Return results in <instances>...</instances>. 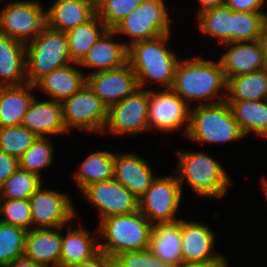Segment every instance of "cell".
<instances>
[{
    "label": "cell",
    "instance_id": "1",
    "mask_svg": "<svg viewBox=\"0 0 267 267\" xmlns=\"http://www.w3.org/2000/svg\"><path fill=\"white\" fill-rule=\"evenodd\" d=\"M217 61L204 59L201 56H193L184 61L180 59L170 89L188 105L195 101L199 102L197 105L224 101L227 80L220 61ZM219 93L222 96L218 95Z\"/></svg>",
    "mask_w": 267,
    "mask_h": 267
},
{
    "label": "cell",
    "instance_id": "2",
    "mask_svg": "<svg viewBox=\"0 0 267 267\" xmlns=\"http://www.w3.org/2000/svg\"><path fill=\"white\" fill-rule=\"evenodd\" d=\"M170 36L171 34H164L128 46V63L140 88L146 89V83L153 82L160 84L164 89L171 88L180 59L167 46L168 40H171Z\"/></svg>",
    "mask_w": 267,
    "mask_h": 267
},
{
    "label": "cell",
    "instance_id": "3",
    "mask_svg": "<svg viewBox=\"0 0 267 267\" xmlns=\"http://www.w3.org/2000/svg\"><path fill=\"white\" fill-rule=\"evenodd\" d=\"M177 178L183 191L187 181L195 194L204 198H222L231 186L224 166L202 151H178ZM179 172V173H178Z\"/></svg>",
    "mask_w": 267,
    "mask_h": 267
},
{
    "label": "cell",
    "instance_id": "4",
    "mask_svg": "<svg viewBox=\"0 0 267 267\" xmlns=\"http://www.w3.org/2000/svg\"><path fill=\"white\" fill-rule=\"evenodd\" d=\"M97 233L104 243L99 249L109 258L125 252L150 248L153 224L139 210L123 215H115L100 220Z\"/></svg>",
    "mask_w": 267,
    "mask_h": 267
},
{
    "label": "cell",
    "instance_id": "5",
    "mask_svg": "<svg viewBox=\"0 0 267 267\" xmlns=\"http://www.w3.org/2000/svg\"><path fill=\"white\" fill-rule=\"evenodd\" d=\"M185 136L200 144H220L244 138L226 100L190 109Z\"/></svg>",
    "mask_w": 267,
    "mask_h": 267
},
{
    "label": "cell",
    "instance_id": "6",
    "mask_svg": "<svg viewBox=\"0 0 267 267\" xmlns=\"http://www.w3.org/2000/svg\"><path fill=\"white\" fill-rule=\"evenodd\" d=\"M71 63L73 61L66 32L46 26L32 41L25 44L26 79L32 85L53 70Z\"/></svg>",
    "mask_w": 267,
    "mask_h": 267
},
{
    "label": "cell",
    "instance_id": "7",
    "mask_svg": "<svg viewBox=\"0 0 267 267\" xmlns=\"http://www.w3.org/2000/svg\"><path fill=\"white\" fill-rule=\"evenodd\" d=\"M164 0H144L113 30L118 36L129 37L128 46L141 40L154 39L171 34L170 23Z\"/></svg>",
    "mask_w": 267,
    "mask_h": 267
},
{
    "label": "cell",
    "instance_id": "8",
    "mask_svg": "<svg viewBox=\"0 0 267 267\" xmlns=\"http://www.w3.org/2000/svg\"><path fill=\"white\" fill-rule=\"evenodd\" d=\"M182 193L177 175H157L138 199V210L153 225L175 223L180 220V217L178 219L175 215L182 201Z\"/></svg>",
    "mask_w": 267,
    "mask_h": 267
},
{
    "label": "cell",
    "instance_id": "9",
    "mask_svg": "<svg viewBox=\"0 0 267 267\" xmlns=\"http://www.w3.org/2000/svg\"><path fill=\"white\" fill-rule=\"evenodd\" d=\"M63 122L68 133L79 129L103 134L108 118L107 106L85 84L77 93L62 102Z\"/></svg>",
    "mask_w": 267,
    "mask_h": 267
},
{
    "label": "cell",
    "instance_id": "10",
    "mask_svg": "<svg viewBox=\"0 0 267 267\" xmlns=\"http://www.w3.org/2000/svg\"><path fill=\"white\" fill-rule=\"evenodd\" d=\"M149 100L150 89L139 87L119 103L110 106L103 134L109 132L113 136H123L150 131Z\"/></svg>",
    "mask_w": 267,
    "mask_h": 267
},
{
    "label": "cell",
    "instance_id": "11",
    "mask_svg": "<svg viewBox=\"0 0 267 267\" xmlns=\"http://www.w3.org/2000/svg\"><path fill=\"white\" fill-rule=\"evenodd\" d=\"M46 27V10L38 0L8 1L0 10V33L24 44Z\"/></svg>",
    "mask_w": 267,
    "mask_h": 267
},
{
    "label": "cell",
    "instance_id": "12",
    "mask_svg": "<svg viewBox=\"0 0 267 267\" xmlns=\"http://www.w3.org/2000/svg\"><path fill=\"white\" fill-rule=\"evenodd\" d=\"M190 105L171 89L159 90L150 88L149 126L150 130L162 132H176L184 126L186 135L189 126ZM157 129V130H156Z\"/></svg>",
    "mask_w": 267,
    "mask_h": 267
},
{
    "label": "cell",
    "instance_id": "13",
    "mask_svg": "<svg viewBox=\"0 0 267 267\" xmlns=\"http://www.w3.org/2000/svg\"><path fill=\"white\" fill-rule=\"evenodd\" d=\"M42 186L29 199L32 229L61 228L73 221L77 211L69 196Z\"/></svg>",
    "mask_w": 267,
    "mask_h": 267
},
{
    "label": "cell",
    "instance_id": "14",
    "mask_svg": "<svg viewBox=\"0 0 267 267\" xmlns=\"http://www.w3.org/2000/svg\"><path fill=\"white\" fill-rule=\"evenodd\" d=\"M81 193L98 209L100 220L138 210V198L114 178L89 184Z\"/></svg>",
    "mask_w": 267,
    "mask_h": 267
},
{
    "label": "cell",
    "instance_id": "15",
    "mask_svg": "<svg viewBox=\"0 0 267 267\" xmlns=\"http://www.w3.org/2000/svg\"><path fill=\"white\" fill-rule=\"evenodd\" d=\"M86 84L109 108L139 88L129 63L122 67L86 74Z\"/></svg>",
    "mask_w": 267,
    "mask_h": 267
},
{
    "label": "cell",
    "instance_id": "16",
    "mask_svg": "<svg viewBox=\"0 0 267 267\" xmlns=\"http://www.w3.org/2000/svg\"><path fill=\"white\" fill-rule=\"evenodd\" d=\"M182 263L216 261L223 254L215 253V235L205 224L180 219Z\"/></svg>",
    "mask_w": 267,
    "mask_h": 267
},
{
    "label": "cell",
    "instance_id": "17",
    "mask_svg": "<svg viewBox=\"0 0 267 267\" xmlns=\"http://www.w3.org/2000/svg\"><path fill=\"white\" fill-rule=\"evenodd\" d=\"M227 51L219 59L226 79L267 68L260 41L226 43Z\"/></svg>",
    "mask_w": 267,
    "mask_h": 267
},
{
    "label": "cell",
    "instance_id": "18",
    "mask_svg": "<svg viewBox=\"0 0 267 267\" xmlns=\"http://www.w3.org/2000/svg\"><path fill=\"white\" fill-rule=\"evenodd\" d=\"M21 125L37 137L69 134L63 122L62 104L52 99L38 101L34 97Z\"/></svg>",
    "mask_w": 267,
    "mask_h": 267
},
{
    "label": "cell",
    "instance_id": "19",
    "mask_svg": "<svg viewBox=\"0 0 267 267\" xmlns=\"http://www.w3.org/2000/svg\"><path fill=\"white\" fill-rule=\"evenodd\" d=\"M117 33L108 29L78 63L80 67L91 68L90 73L107 71L128 63V43L115 41Z\"/></svg>",
    "mask_w": 267,
    "mask_h": 267
},
{
    "label": "cell",
    "instance_id": "20",
    "mask_svg": "<svg viewBox=\"0 0 267 267\" xmlns=\"http://www.w3.org/2000/svg\"><path fill=\"white\" fill-rule=\"evenodd\" d=\"M148 162L136 153L115 154L114 179L138 199L157 177Z\"/></svg>",
    "mask_w": 267,
    "mask_h": 267
},
{
    "label": "cell",
    "instance_id": "21",
    "mask_svg": "<svg viewBox=\"0 0 267 267\" xmlns=\"http://www.w3.org/2000/svg\"><path fill=\"white\" fill-rule=\"evenodd\" d=\"M62 228L27 231L24 256L45 267H60Z\"/></svg>",
    "mask_w": 267,
    "mask_h": 267
},
{
    "label": "cell",
    "instance_id": "22",
    "mask_svg": "<svg viewBox=\"0 0 267 267\" xmlns=\"http://www.w3.org/2000/svg\"><path fill=\"white\" fill-rule=\"evenodd\" d=\"M85 84L84 71H81L78 63L73 62L43 76L34 84V87L40 89L50 99L62 102L77 93Z\"/></svg>",
    "mask_w": 267,
    "mask_h": 267
},
{
    "label": "cell",
    "instance_id": "23",
    "mask_svg": "<svg viewBox=\"0 0 267 267\" xmlns=\"http://www.w3.org/2000/svg\"><path fill=\"white\" fill-rule=\"evenodd\" d=\"M46 10V26L67 32L91 20L97 9L87 0H55Z\"/></svg>",
    "mask_w": 267,
    "mask_h": 267
},
{
    "label": "cell",
    "instance_id": "24",
    "mask_svg": "<svg viewBox=\"0 0 267 267\" xmlns=\"http://www.w3.org/2000/svg\"><path fill=\"white\" fill-rule=\"evenodd\" d=\"M97 236L91 235L82 223L76 230L69 226L67 235L62 234L60 267H70L96 256L100 252Z\"/></svg>",
    "mask_w": 267,
    "mask_h": 267
},
{
    "label": "cell",
    "instance_id": "25",
    "mask_svg": "<svg viewBox=\"0 0 267 267\" xmlns=\"http://www.w3.org/2000/svg\"><path fill=\"white\" fill-rule=\"evenodd\" d=\"M25 83V44L0 33V86Z\"/></svg>",
    "mask_w": 267,
    "mask_h": 267
},
{
    "label": "cell",
    "instance_id": "26",
    "mask_svg": "<svg viewBox=\"0 0 267 267\" xmlns=\"http://www.w3.org/2000/svg\"><path fill=\"white\" fill-rule=\"evenodd\" d=\"M34 85L0 86V128L19 126L34 99Z\"/></svg>",
    "mask_w": 267,
    "mask_h": 267
},
{
    "label": "cell",
    "instance_id": "27",
    "mask_svg": "<svg viewBox=\"0 0 267 267\" xmlns=\"http://www.w3.org/2000/svg\"><path fill=\"white\" fill-rule=\"evenodd\" d=\"M244 137L267 138V100H226Z\"/></svg>",
    "mask_w": 267,
    "mask_h": 267
},
{
    "label": "cell",
    "instance_id": "28",
    "mask_svg": "<svg viewBox=\"0 0 267 267\" xmlns=\"http://www.w3.org/2000/svg\"><path fill=\"white\" fill-rule=\"evenodd\" d=\"M150 249L163 261L179 267L182 263L180 220L153 225Z\"/></svg>",
    "mask_w": 267,
    "mask_h": 267
},
{
    "label": "cell",
    "instance_id": "29",
    "mask_svg": "<svg viewBox=\"0 0 267 267\" xmlns=\"http://www.w3.org/2000/svg\"><path fill=\"white\" fill-rule=\"evenodd\" d=\"M115 154L109 151L92 152L79 165L74 180L78 190L82 191L89 184L114 178Z\"/></svg>",
    "mask_w": 267,
    "mask_h": 267
},
{
    "label": "cell",
    "instance_id": "30",
    "mask_svg": "<svg viewBox=\"0 0 267 267\" xmlns=\"http://www.w3.org/2000/svg\"><path fill=\"white\" fill-rule=\"evenodd\" d=\"M107 30L108 27L96 14L88 22L67 31L72 61L79 63Z\"/></svg>",
    "mask_w": 267,
    "mask_h": 267
},
{
    "label": "cell",
    "instance_id": "31",
    "mask_svg": "<svg viewBox=\"0 0 267 267\" xmlns=\"http://www.w3.org/2000/svg\"><path fill=\"white\" fill-rule=\"evenodd\" d=\"M226 80L225 100H267V68Z\"/></svg>",
    "mask_w": 267,
    "mask_h": 267
},
{
    "label": "cell",
    "instance_id": "32",
    "mask_svg": "<svg viewBox=\"0 0 267 267\" xmlns=\"http://www.w3.org/2000/svg\"><path fill=\"white\" fill-rule=\"evenodd\" d=\"M197 17L198 27L202 33L214 39L216 38L220 45L231 43V8L224 4L200 12Z\"/></svg>",
    "mask_w": 267,
    "mask_h": 267
},
{
    "label": "cell",
    "instance_id": "33",
    "mask_svg": "<svg viewBox=\"0 0 267 267\" xmlns=\"http://www.w3.org/2000/svg\"><path fill=\"white\" fill-rule=\"evenodd\" d=\"M267 27V13L232 10L231 43L258 41Z\"/></svg>",
    "mask_w": 267,
    "mask_h": 267
},
{
    "label": "cell",
    "instance_id": "34",
    "mask_svg": "<svg viewBox=\"0 0 267 267\" xmlns=\"http://www.w3.org/2000/svg\"><path fill=\"white\" fill-rule=\"evenodd\" d=\"M43 183L42 179L37 175L18 168L0 186V199L29 200Z\"/></svg>",
    "mask_w": 267,
    "mask_h": 267
},
{
    "label": "cell",
    "instance_id": "35",
    "mask_svg": "<svg viewBox=\"0 0 267 267\" xmlns=\"http://www.w3.org/2000/svg\"><path fill=\"white\" fill-rule=\"evenodd\" d=\"M49 137H37L33 145L18 159L19 168L41 178V170L50 167L54 159V148Z\"/></svg>",
    "mask_w": 267,
    "mask_h": 267
},
{
    "label": "cell",
    "instance_id": "36",
    "mask_svg": "<svg viewBox=\"0 0 267 267\" xmlns=\"http://www.w3.org/2000/svg\"><path fill=\"white\" fill-rule=\"evenodd\" d=\"M27 231L0 221V267L24 255Z\"/></svg>",
    "mask_w": 267,
    "mask_h": 267
},
{
    "label": "cell",
    "instance_id": "37",
    "mask_svg": "<svg viewBox=\"0 0 267 267\" xmlns=\"http://www.w3.org/2000/svg\"><path fill=\"white\" fill-rule=\"evenodd\" d=\"M37 136L22 125L0 128V150L19 159Z\"/></svg>",
    "mask_w": 267,
    "mask_h": 267
},
{
    "label": "cell",
    "instance_id": "38",
    "mask_svg": "<svg viewBox=\"0 0 267 267\" xmlns=\"http://www.w3.org/2000/svg\"><path fill=\"white\" fill-rule=\"evenodd\" d=\"M4 217H1V216ZM0 221L9 225L32 229V216L29 200L0 199Z\"/></svg>",
    "mask_w": 267,
    "mask_h": 267
},
{
    "label": "cell",
    "instance_id": "39",
    "mask_svg": "<svg viewBox=\"0 0 267 267\" xmlns=\"http://www.w3.org/2000/svg\"><path fill=\"white\" fill-rule=\"evenodd\" d=\"M144 0H104L97 8V15L108 29H114Z\"/></svg>",
    "mask_w": 267,
    "mask_h": 267
},
{
    "label": "cell",
    "instance_id": "40",
    "mask_svg": "<svg viewBox=\"0 0 267 267\" xmlns=\"http://www.w3.org/2000/svg\"><path fill=\"white\" fill-rule=\"evenodd\" d=\"M112 267H177L157 257L150 248L125 252L110 258Z\"/></svg>",
    "mask_w": 267,
    "mask_h": 267
},
{
    "label": "cell",
    "instance_id": "41",
    "mask_svg": "<svg viewBox=\"0 0 267 267\" xmlns=\"http://www.w3.org/2000/svg\"><path fill=\"white\" fill-rule=\"evenodd\" d=\"M19 168V162L4 151L0 150V186Z\"/></svg>",
    "mask_w": 267,
    "mask_h": 267
},
{
    "label": "cell",
    "instance_id": "42",
    "mask_svg": "<svg viewBox=\"0 0 267 267\" xmlns=\"http://www.w3.org/2000/svg\"><path fill=\"white\" fill-rule=\"evenodd\" d=\"M265 1L266 0H225V5L233 11L266 13L261 11Z\"/></svg>",
    "mask_w": 267,
    "mask_h": 267
},
{
    "label": "cell",
    "instance_id": "43",
    "mask_svg": "<svg viewBox=\"0 0 267 267\" xmlns=\"http://www.w3.org/2000/svg\"><path fill=\"white\" fill-rule=\"evenodd\" d=\"M110 265V258L104 253L99 252L92 259L74 264L70 267H108Z\"/></svg>",
    "mask_w": 267,
    "mask_h": 267
},
{
    "label": "cell",
    "instance_id": "44",
    "mask_svg": "<svg viewBox=\"0 0 267 267\" xmlns=\"http://www.w3.org/2000/svg\"><path fill=\"white\" fill-rule=\"evenodd\" d=\"M225 256L216 261L181 263L179 267H227L228 262Z\"/></svg>",
    "mask_w": 267,
    "mask_h": 267
},
{
    "label": "cell",
    "instance_id": "45",
    "mask_svg": "<svg viewBox=\"0 0 267 267\" xmlns=\"http://www.w3.org/2000/svg\"><path fill=\"white\" fill-rule=\"evenodd\" d=\"M5 267H45V266L35 263L33 260H30L29 258L23 255L21 257H18Z\"/></svg>",
    "mask_w": 267,
    "mask_h": 267
},
{
    "label": "cell",
    "instance_id": "46",
    "mask_svg": "<svg viewBox=\"0 0 267 267\" xmlns=\"http://www.w3.org/2000/svg\"><path fill=\"white\" fill-rule=\"evenodd\" d=\"M199 4V9L198 13L203 12L205 10L215 8L217 6H221L225 4V0H198Z\"/></svg>",
    "mask_w": 267,
    "mask_h": 267
},
{
    "label": "cell",
    "instance_id": "47",
    "mask_svg": "<svg viewBox=\"0 0 267 267\" xmlns=\"http://www.w3.org/2000/svg\"><path fill=\"white\" fill-rule=\"evenodd\" d=\"M261 45H262V49H263V53H264V58L267 64V27L264 29L261 38L259 39Z\"/></svg>",
    "mask_w": 267,
    "mask_h": 267
},
{
    "label": "cell",
    "instance_id": "48",
    "mask_svg": "<svg viewBox=\"0 0 267 267\" xmlns=\"http://www.w3.org/2000/svg\"><path fill=\"white\" fill-rule=\"evenodd\" d=\"M89 3H91L96 9L98 6L104 1V0H87Z\"/></svg>",
    "mask_w": 267,
    "mask_h": 267
},
{
    "label": "cell",
    "instance_id": "49",
    "mask_svg": "<svg viewBox=\"0 0 267 267\" xmlns=\"http://www.w3.org/2000/svg\"><path fill=\"white\" fill-rule=\"evenodd\" d=\"M260 185L262 186V189H263V191L265 193V197L267 198V187L264 186L262 183Z\"/></svg>",
    "mask_w": 267,
    "mask_h": 267
},
{
    "label": "cell",
    "instance_id": "50",
    "mask_svg": "<svg viewBox=\"0 0 267 267\" xmlns=\"http://www.w3.org/2000/svg\"><path fill=\"white\" fill-rule=\"evenodd\" d=\"M261 183L267 187V180L265 178H262Z\"/></svg>",
    "mask_w": 267,
    "mask_h": 267
}]
</instances>
